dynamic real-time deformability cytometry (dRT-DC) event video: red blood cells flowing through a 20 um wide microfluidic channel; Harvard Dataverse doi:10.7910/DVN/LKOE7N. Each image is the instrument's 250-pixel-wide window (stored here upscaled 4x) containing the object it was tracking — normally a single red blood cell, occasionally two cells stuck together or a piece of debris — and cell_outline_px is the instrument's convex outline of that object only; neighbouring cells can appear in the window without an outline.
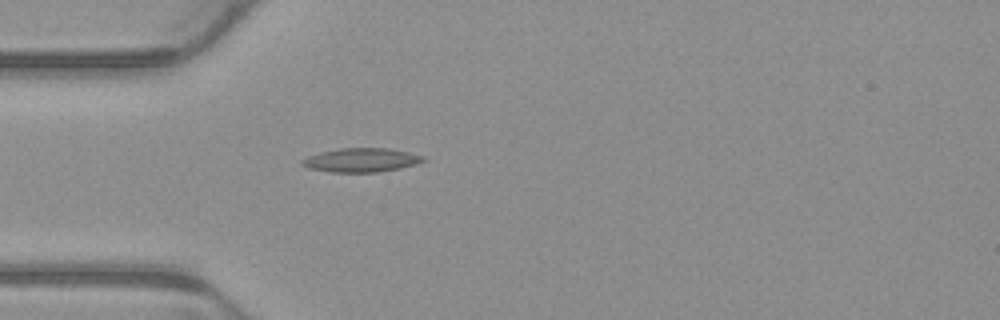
{"species": "common noctule bat (a hibernating species)", "species_latin": "Nyctalus noctula", "temperature_condition": "warm", "stored_images_in_passage": 4, "camera_frame_rate_fps": 3000, "um_per_image_px": 0.085, "animal": {"sex": "male", "body_mass_g": 23.1, "forearm_length_mm": 52.7}, "frame": {"image": 1, "passage_image": 4, "time_ms": 1.0, "image_size_px": [1000, 320], "cell_outline_px": [[428, 160], [416, 164], [400, 168], [380, 172], [332, 172], [308, 168], [300, 164], [300, 160], [308, 156], [320, 152], [340, 148], [388, 148], [408, 152], [424, 156]], "centroid_in_image_um": [30.71, 13.6], "position_along_channel_um": 54.3, "area_um2": 16.99}}